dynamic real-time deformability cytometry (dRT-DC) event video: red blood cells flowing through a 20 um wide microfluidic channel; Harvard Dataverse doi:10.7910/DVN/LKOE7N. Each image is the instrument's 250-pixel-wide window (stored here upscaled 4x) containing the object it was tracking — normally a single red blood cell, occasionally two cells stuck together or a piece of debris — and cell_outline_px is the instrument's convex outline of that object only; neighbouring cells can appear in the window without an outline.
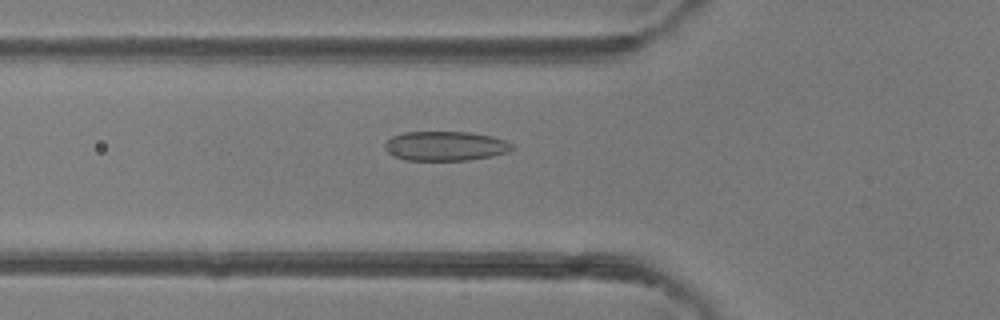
{"species": "common noctule bat (a hibernating species)", "species_latin": "Nyctalus noctula", "temperature_condition": "room temperature", "stored_images_in_passage": 44, "camera_frame_rate_fps": 3000, "um_per_image_px": 0.085, "animal": {"sex": "female"}, "frame": {"image": 1, "passage_image": 17, "time_ms": 5.333, "image_size_px": [1000, 320], "cell_outline_px": [[512, 148], [508, 152], [492, 156], [468, 160], [404, 160], [392, 156], [384, 148], [384, 144], [392, 136], [404, 132], [472, 132], [492, 136], [504, 140], [512, 144]], "centroid_in_image_um": [37.83, 12.41], "position_along_channel_um": 88.0, "area_um2": 21.91}}
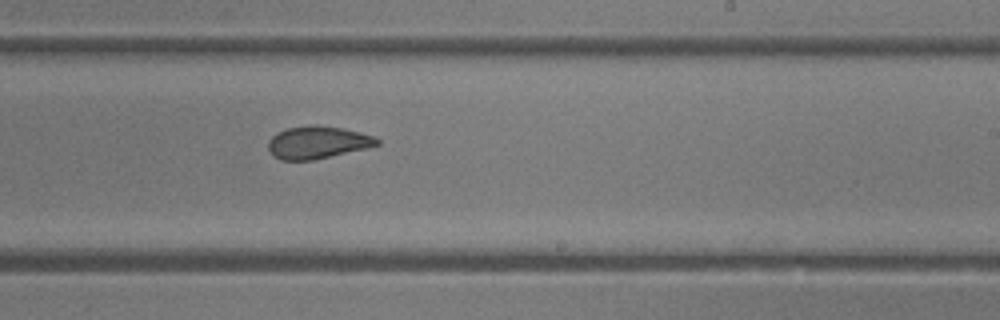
{"frame": {"image": 2, "passage_image": 29, "time_ms": 9.333, "image_size_px": [1000, 320], "cell_outline_px": [[380, 144], [368, 148], [312, 160], [280, 160], [272, 156], [268, 148], [268, 140], [276, 132], [288, 128], [316, 124], [344, 128], [376, 136], [380, 140]], "centroid_in_image_um": [27.0, 12.1], "position_along_channel_um": 262.0, "area_um2": 20.87}}
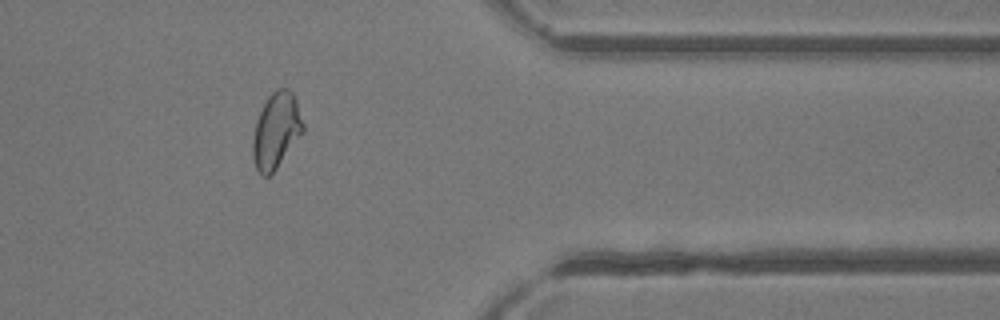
{"frame": {"image": 3, "passage_image": 39, "time_ms": 12.667, "image_size_px": [1000, 320], "cell_outline_px": [[304, 132], [276, 168], [268, 176], [264, 176], [256, 168], [252, 156], [252, 140], [256, 120], [268, 96], [276, 88], [288, 88], [292, 92], [296, 100], [304, 124]], "centroid_in_image_um": [23.48, 11.08], "position_along_channel_um": 387.9, "area_um2": 22.08}, "authors_computed_cell_mechanics": {"area_um2": 21.964, "velocity_mm_per_s": 4.3387, "shape_relaxation_time_tau1_ms": null, "shape_relaxation_time_tau2_ms": 1.0341, "deformation_change_tau1": null, "deformation_change_tau2": 0.0629}}